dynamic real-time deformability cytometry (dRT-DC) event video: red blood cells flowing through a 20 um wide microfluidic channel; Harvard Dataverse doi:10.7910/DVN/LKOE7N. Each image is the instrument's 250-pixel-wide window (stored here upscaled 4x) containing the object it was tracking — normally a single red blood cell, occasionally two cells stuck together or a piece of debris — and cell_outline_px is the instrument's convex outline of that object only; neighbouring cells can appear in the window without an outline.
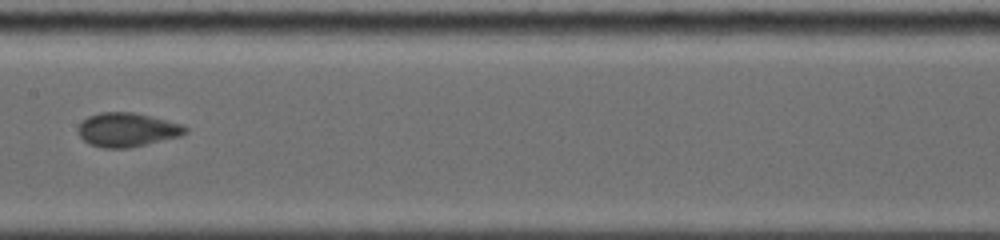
{"species": "common noctule bat (a hibernating species)", "species_latin": "Nyctalus noctula", "temperature_condition": "warm", "stored_images_in_passage": 28, "camera_frame_rate_fps": 5000, "um_per_image_px": 0.085, "animal": {"sex": "female", "body_mass_g": 19.0, "forearm_length_mm": 53.3}, "frame": {"image": 1, "passage_image": 9, "time_ms": 4.2, "image_size_px": [1000, 240], "cell_outline_px": [[188, 132], [180, 136], [128, 148], [104, 148], [88, 144], [80, 136], [76, 128], [88, 116], [100, 112], [132, 112], [152, 116], [180, 124], [188, 128]], "centroid_in_image_um": [10.78, 11.03], "position_along_channel_um": 196.6, "area_um2": 21.15}}
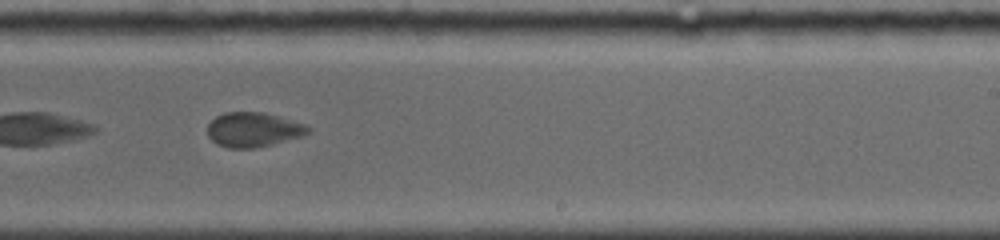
{"frame": {"image": 2, "passage_image": 13, "time_ms": 6.0, "image_size_px": [1000, 240], "cell_outline_px": [[312, 128], [304, 136], [256, 148], [228, 148], [216, 144], [208, 136], [208, 124], [216, 116], [224, 112], [264, 112], [304, 124]], "centroid_in_image_um": [21.52, 11.02], "position_along_channel_um": 267.5, "area_um2": 20.29}}
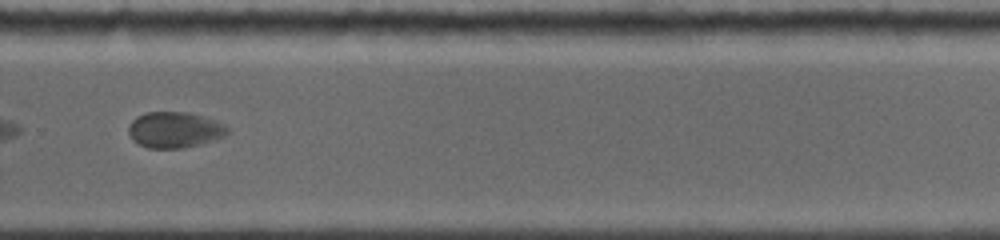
{"frame": {"image": 3, "passage_image": 16, "time_ms": 7.2, "image_size_px": [1000, 240], "cell_outline_px": [[228, 132], [224, 136], [184, 148], [148, 148], [136, 144], [132, 140], [128, 132], [128, 128], [132, 120], [136, 116], [148, 112], [188, 112], [224, 124], [228, 128]], "centroid_in_image_um": [14.77, 11.04], "position_along_channel_um": 315.0, "area_um2": 20.52}, "authors_computed_cell_mechanics": {"area_um2": 21.0392, "velocity_mm_per_s": 3.9493, "shape_relaxation_time_tau1_ms": 7.2101, "shape_relaxation_time_tau2_ms": null, "deformation_change_tau1": 0.163, "deformation_change_tau2": null}}